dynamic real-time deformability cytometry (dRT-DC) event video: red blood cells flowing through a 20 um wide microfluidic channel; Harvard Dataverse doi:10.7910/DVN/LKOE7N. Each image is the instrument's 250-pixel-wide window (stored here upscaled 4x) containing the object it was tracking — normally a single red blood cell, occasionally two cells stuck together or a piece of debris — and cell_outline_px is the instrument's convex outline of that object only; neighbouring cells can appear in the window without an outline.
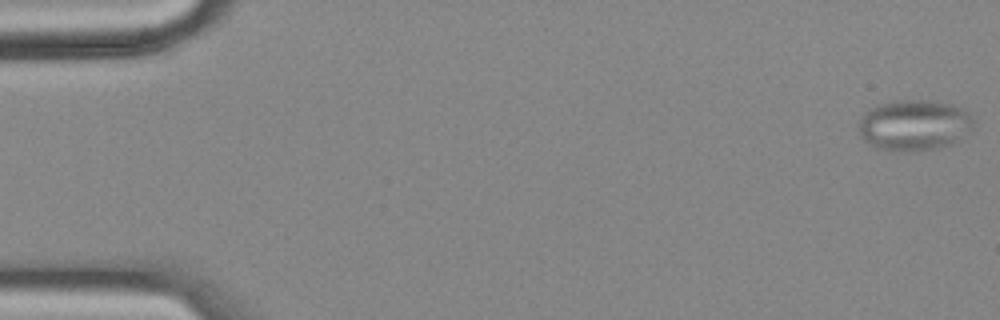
{"species": "common noctule bat (a hibernating species)", "species_latin": "Nyctalus noctula", "temperature_condition": "cold", "stored_images_in_passage": 56, "camera_frame_rate_fps": 3000, "um_per_image_px": 0.085, "animal": {"sex": "female", "body_mass_g": 18.4}, "frame": {"image": 1, "passage_image": 1, "time_ms": 0.0, "image_size_px": [1000, 320], "cell_outline_px": [[976, 128], [952, 144], [940, 148], [912, 152], [904, 152], [876, 148], [868, 144], [860, 136], [856, 124], [868, 108], [896, 100], [928, 100], [952, 104], [964, 108], [972, 116]], "centroid_in_image_um": [77.72, 10.65], "position_along_channel_um": 7.3, "area_um2": 34.91}}
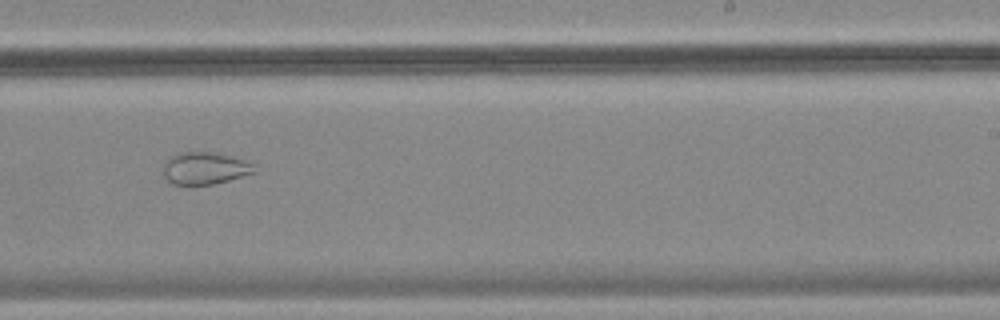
{"frame": {"image": 2, "passage_image": 35, "time_ms": 11.333, "image_size_px": [1000, 320], "cell_outline_px": [[256, 172], [228, 180], [212, 184], [172, 184], [164, 176], [164, 164], [172, 156], [180, 152], [212, 152], [232, 156], [256, 164]], "centroid_in_image_um": [17.45, 14.29], "position_along_channel_um": 271.5, "area_um2": 16.94}}
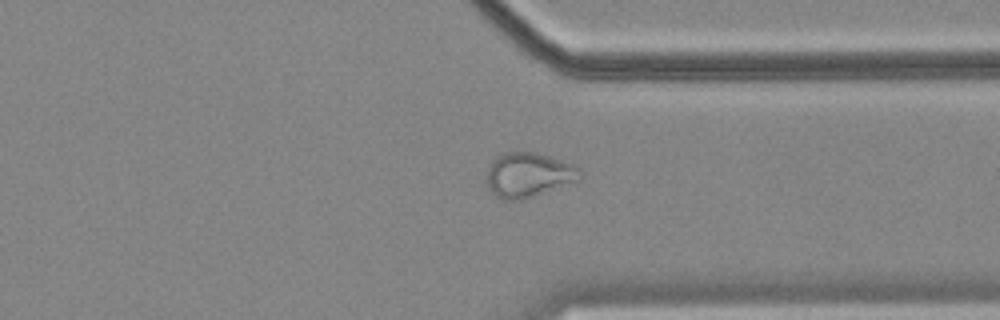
{"frame": {"image": 3, "passage_image": 43, "time_ms": 14.0, "image_size_px": [1000, 320], "cell_outline_px": [[584, 176], [580, 180], [524, 200], [504, 200], [496, 196], [488, 188], [484, 180], [488, 168], [492, 160], [496, 156], [504, 152], [536, 152], [576, 164], [580, 168]], "centroid_in_image_um": [44.94, 14.87], "position_along_channel_um": 366.5, "area_um2": 24.97}, "authors_computed_cell_mechanics": {"area_um2": 25.9522, "velocity_mm_per_s": 3.5527, "shape_relaxation_time_tau1_ms": null, "shape_relaxation_time_tau2_ms": 1.7226, "deformation_change_tau1": null, "deformation_change_tau2": 0.0562}}